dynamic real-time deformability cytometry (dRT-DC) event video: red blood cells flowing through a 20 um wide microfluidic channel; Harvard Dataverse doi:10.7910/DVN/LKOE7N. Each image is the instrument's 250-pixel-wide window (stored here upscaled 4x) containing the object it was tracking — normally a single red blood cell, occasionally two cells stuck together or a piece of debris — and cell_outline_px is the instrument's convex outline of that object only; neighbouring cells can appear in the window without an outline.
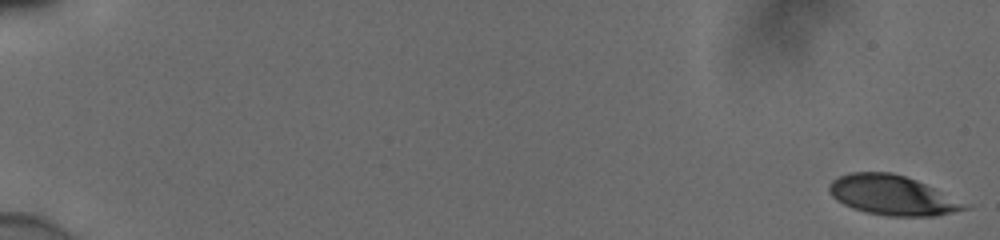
{"species": "human", "species_latin": "Homo sapiens", "temperature_condition": "cold", "stored_images_in_passage": 56, "camera_frame_rate_fps": 3000, "um_per_image_px": 0.085, "donor": {"sex": "male"}, "frame": {"image": 1, "passage_image": 1, "time_ms": 0.0, "image_size_px": [1000, 240], "cell_outline_px": [[972, 208], [936, 216], [888, 216], [864, 212], [852, 208], [836, 200], [832, 196], [828, 188], [828, 184], [832, 180], [848, 172], [892, 172], [916, 180]], "centroid_in_image_um": [75.76, 16.6], "position_along_channel_um": 9.2, "area_um2": 30.92}}
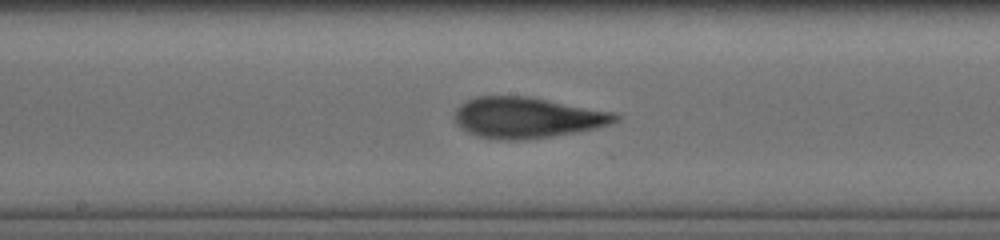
{"frame": {"image": 2, "passage_image": 32, "time_ms": 10.333, "image_size_px": [1000, 240], "cell_outline_px": [[620, 120], [596, 128], [576, 132], [552, 136], [524, 140], [504, 140], [476, 136], [468, 132], [456, 124], [456, 108], [460, 104], [476, 96], [528, 96], [616, 112], [620, 116]], "centroid_in_image_um": [44.83, 9.99], "position_along_channel_um": 203.4, "area_um2": 38.32}}
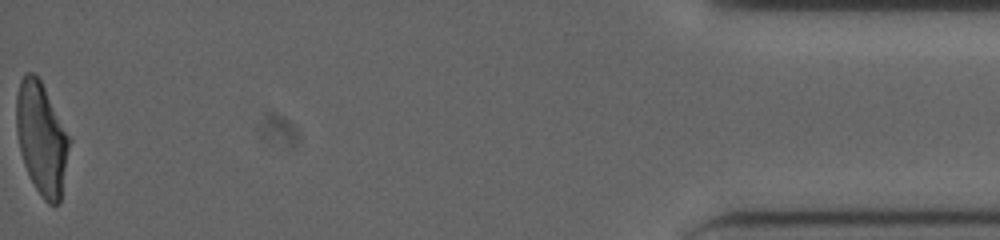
{"frame": {"image": 3, "passage_image": 56, "time_ms": 18.333, "image_size_px": [1000, 240], "cell_outline_px": [[72, 140], [60, 204], [48, 204], [44, 200], [36, 188], [24, 164], [20, 152], [16, 132], [16, 96], [20, 80], [24, 72], [36, 72]], "centroid_in_image_um": [3.55, 11.76], "position_along_channel_um": 431.7, "area_um2": 35.03}, "authors_computed_cell_mechanics": {"area_um2": 36.125, "velocity_mm_per_s": 3.876, "shape_relaxation_time_tau1_ms": 5.4592, "shape_relaxation_time_tau2_ms": 1.3421, "deformation_change_tau1": 0.2279, "deformation_change_tau2": 0.1003}}